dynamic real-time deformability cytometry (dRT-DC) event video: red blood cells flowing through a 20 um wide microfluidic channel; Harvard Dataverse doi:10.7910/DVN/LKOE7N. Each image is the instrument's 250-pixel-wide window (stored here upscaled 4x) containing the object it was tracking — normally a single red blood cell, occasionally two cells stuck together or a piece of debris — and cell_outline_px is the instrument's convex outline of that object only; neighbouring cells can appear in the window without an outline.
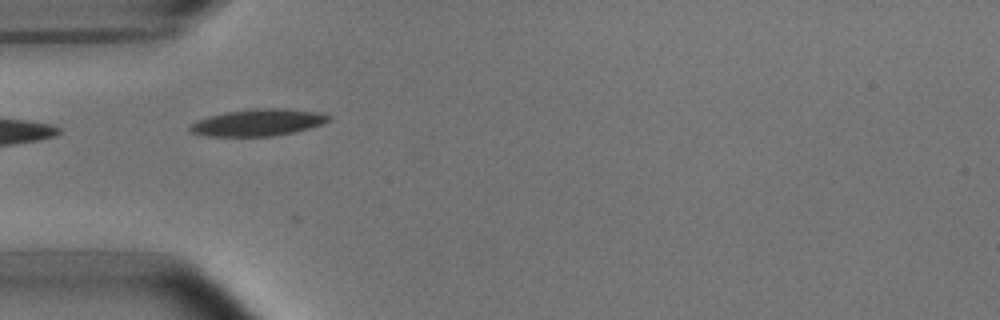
{"species": "common noctule bat (a hibernating species)", "species_latin": "Nyctalus noctula", "temperature_condition": "room temperature", "stored_images_in_passage": 9, "camera_frame_rate_fps": 3000, "um_per_image_px": 0.085, "animal": {"sex": "male", "body_mass_g": 15.6}, "frame": {"image": 1, "passage_image": 3, "time_ms": 0.667, "image_size_px": [1000, 320], "cell_outline_px": [[332, 116], [328, 120], [320, 124], [308, 128], [292, 132], [272, 136], [208, 136], [192, 132], [188, 128], [196, 120], [208, 116], [224, 112], [252, 108], [280, 108], [320, 112]], "centroid_in_image_um": [21.9, 10.4], "position_along_channel_um": 63.1, "area_um2": 21.56}}